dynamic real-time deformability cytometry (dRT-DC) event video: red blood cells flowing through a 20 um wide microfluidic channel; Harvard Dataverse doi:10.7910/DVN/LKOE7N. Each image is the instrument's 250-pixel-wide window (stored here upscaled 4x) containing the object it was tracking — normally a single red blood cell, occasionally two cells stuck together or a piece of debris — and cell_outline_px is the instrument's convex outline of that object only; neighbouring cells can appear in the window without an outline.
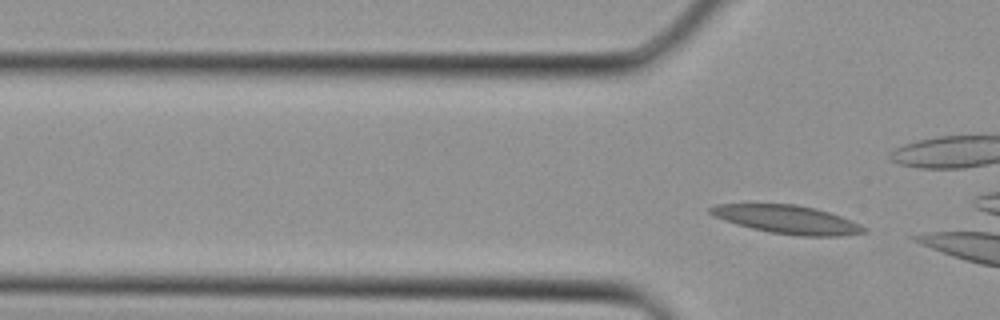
{"species": "Egyptian fruit bat (a non-hibernating species)", "species_latin": "Rousettus aegyptiacus", "temperature_condition": "cold", "stored_images_in_passage": 2, "camera_frame_rate_fps": 3000, "um_per_image_px": 0.085, "animal": {"sex": "female"}, "frame": {"image": 1, "passage_image": 2, "time_ms": 0.333, "image_size_px": [1000, 320], "cell_outline_px": [[868, 232], [844, 236], [800, 236], [768, 232], [736, 224], [724, 220], [708, 212], [708, 208], [716, 204], [796, 204], [816, 208], [840, 216], [860, 224]], "centroid_in_image_um": [66.92, 18.66], "position_along_channel_um": 58.9, "area_um2": 25.32}}